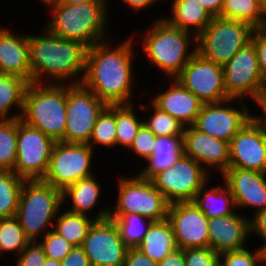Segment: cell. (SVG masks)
<instances>
[{
  "label": "cell",
  "instance_id": "9a60e30c",
  "mask_svg": "<svg viewBox=\"0 0 266 266\" xmlns=\"http://www.w3.org/2000/svg\"><path fill=\"white\" fill-rule=\"evenodd\" d=\"M223 68L224 86L230 98H251L254 101L260 91L263 75L259 68L257 52L250 41L241 48Z\"/></svg>",
  "mask_w": 266,
  "mask_h": 266
},
{
  "label": "cell",
  "instance_id": "ac0fdd59",
  "mask_svg": "<svg viewBox=\"0 0 266 266\" xmlns=\"http://www.w3.org/2000/svg\"><path fill=\"white\" fill-rule=\"evenodd\" d=\"M167 220L177 248L209 247V219L194 201L169 204Z\"/></svg>",
  "mask_w": 266,
  "mask_h": 266
},
{
  "label": "cell",
  "instance_id": "9c48e42d",
  "mask_svg": "<svg viewBox=\"0 0 266 266\" xmlns=\"http://www.w3.org/2000/svg\"><path fill=\"white\" fill-rule=\"evenodd\" d=\"M107 105L83 83L66 84V123L61 140L87 144L98 115Z\"/></svg>",
  "mask_w": 266,
  "mask_h": 266
},
{
  "label": "cell",
  "instance_id": "52a82bcc",
  "mask_svg": "<svg viewBox=\"0 0 266 266\" xmlns=\"http://www.w3.org/2000/svg\"><path fill=\"white\" fill-rule=\"evenodd\" d=\"M135 174L132 177L119 174L116 202L110 203V214L136 213L153 222L167 219L169 203L163 194L149 179Z\"/></svg>",
  "mask_w": 266,
  "mask_h": 266
},
{
  "label": "cell",
  "instance_id": "5b68a950",
  "mask_svg": "<svg viewBox=\"0 0 266 266\" xmlns=\"http://www.w3.org/2000/svg\"><path fill=\"white\" fill-rule=\"evenodd\" d=\"M20 119L55 141L65 133L66 84L29 83Z\"/></svg>",
  "mask_w": 266,
  "mask_h": 266
},
{
  "label": "cell",
  "instance_id": "836d02e7",
  "mask_svg": "<svg viewBox=\"0 0 266 266\" xmlns=\"http://www.w3.org/2000/svg\"><path fill=\"white\" fill-rule=\"evenodd\" d=\"M87 144L93 150L96 146L116 149V105H107L98 115Z\"/></svg>",
  "mask_w": 266,
  "mask_h": 266
},
{
  "label": "cell",
  "instance_id": "ffe728a7",
  "mask_svg": "<svg viewBox=\"0 0 266 266\" xmlns=\"http://www.w3.org/2000/svg\"><path fill=\"white\" fill-rule=\"evenodd\" d=\"M221 177L231 190L238 211L254 209L253 216L266 208V173L228 168Z\"/></svg>",
  "mask_w": 266,
  "mask_h": 266
},
{
  "label": "cell",
  "instance_id": "603a6c76",
  "mask_svg": "<svg viewBox=\"0 0 266 266\" xmlns=\"http://www.w3.org/2000/svg\"><path fill=\"white\" fill-rule=\"evenodd\" d=\"M15 33L0 24V71L31 83L28 34Z\"/></svg>",
  "mask_w": 266,
  "mask_h": 266
},
{
  "label": "cell",
  "instance_id": "b9f144b4",
  "mask_svg": "<svg viewBox=\"0 0 266 266\" xmlns=\"http://www.w3.org/2000/svg\"><path fill=\"white\" fill-rule=\"evenodd\" d=\"M185 266H214L220 255L210 247L183 249Z\"/></svg>",
  "mask_w": 266,
  "mask_h": 266
},
{
  "label": "cell",
  "instance_id": "30bf717a",
  "mask_svg": "<svg viewBox=\"0 0 266 266\" xmlns=\"http://www.w3.org/2000/svg\"><path fill=\"white\" fill-rule=\"evenodd\" d=\"M94 153L88 144L56 141L42 180L63 191L76 181L94 175Z\"/></svg>",
  "mask_w": 266,
  "mask_h": 266
},
{
  "label": "cell",
  "instance_id": "94428289",
  "mask_svg": "<svg viewBox=\"0 0 266 266\" xmlns=\"http://www.w3.org/2000/svg\"><path fill=\"white\" fill-rule=\"evenodd\" d=\"M264 255H265V261H266V247L264 248Z\"/></svg>",
  "mask_w": 266,
  "mask_h": 266
},
{
  "label": "cell",
  "instance_id": "ee69618b",
  "mask_svg": "<svg viewBox=\"0 0 266 266\" xmlns=\"http://www.w3.org/2000/svg\"><path fill=\"white\" fill-rule=\"evenodd\" d=\"M256 49L260 71L266 76V28L254 29L250 40Z\"/></svg>",
  "mask_w": 266,
  "mask_h": 266
},
{
  "label": "cell",
  "instance_id": "d4e9b609",
  "mask_svg": "<svg viewBox=\"0 0 266 266\" xmlns=\"http://www.w3.org/2000/svg\"><path fill=\"white\" fill-rule=\"evenodd\" d=\"M172 2V3H171ZM169 16H162L170 25L180 30L192 33L197 37L213 17L198 0H172L170 1Z\"/></svg>",
  "mask_w": 266,
  "mask_h": 266
},
{
  "label": "cell",
  "instance_id": "4fadbf2b",
  "mask_svg": "<svg viewBox=\"0 0 266 266\" xmlns=\"http://www.w3.org/2000/svg\"><path fill=\"white\" fill-rule=\"evenodd\" d=\"M235 102H238L239 106L235 107ZM248 107V102L240 98L203 104L193 126L209 136L230 142L233 136L253 117Z\"/></svg>",
  "mask_w": 266,
  "mask_h": 266
},
{
  "label": "cell",
  "instance_id": "ba28073f",
  "mask_svg": "<svg viewBox=\"0 0 266 266\" xmlns=\"http://www.w3.org/2000/svg\"><path fill=\"white\" fill-rule=\"evenodd\" d=\"M253 30L250 24L243 21L213 17L196 37L197 53L223 66L250 42Z\"/></svg>",
  "mask_w": 266,
  "mask_h": 266
},
{
  "label": "cell",
  "instance_id": "7c38bea8",
  "mask_svg": "<svg viewBox=\"0 0 266 266\" xmlns=\"http://www.w3.org/2000/svg\"><path fill=\"white\" fill-rule=\"evenodd\" d=\"M56 141L18 118L16 164L13 172L24 180L43 179Z\"/></svg>",
  "mask_w": 266,
  "mask_h": 266
},
{
  "label": "cell",
  "instance_id": "60d3db41",
  "mask_svg": "<svg viewBox=\"0 0 266 266\" xmlns=\"http://www.w3.org/2000/svg\"><path fill=\"white\" fill-rule=\"evenodd\" d=\"M156 141V136L147 128L145 124H143L135 138L133 139L132 144L127 149V154L129 152V158L132 156H136L140 158L141 161L144 162L152 156V151L154 148V144Z\"/></svg>",
  "mask_w": 266,
  "mask_h": 266
},
{
  "label": "cell",
  "instance_id": "cb8c5ba5",
  "mask_svg": "<svg viewBox=\"0 0 266 266\" xmlns=\"http://www.w3.org/2000/svg\"><path fill=\"white\" fill-rule=\"evenodd\" d=\"M103 206L102 208L99 206V210H97L96 214L91 217L64 210V207L62 206L55 218L53 230L72 245L82 246L83 241L94 222L96 220L109 218L111 205L109 204L108 206L106 204L105 206L103 204Z\"/></svg>",
  "mask_w": 266,
  "mask_h": 266
},
{
  "label": "cell",
  "instance_id": "1f68e13d",
  "mask_svg": "<svg viewBox=\"0 0 266 266\" xmlns=\"http://www.w3.org/2000/svg\"><path fill=\"white\" fill-rule=\"evenodd\" d=\"M109 218L114 221L121 239L128 248H137L141 244L153 222L136 213L109 214Z\"/></svg>",
  "mask_w": 266,
  "mask_h": 266
},
{
  "label": "cell",
  "instance_id": "c3c4849f",
  "mask_svg": "<svg viewBox=\"0 0 266 266\" xmlns=\"http://www.w3.org/2000/svg\"><path fill=\"white\" fill-rule=\"evenodd\" d=\"M158 266H185L184 252L181 248H176L170 252Z\"/></svg>",
  "mask_w": 266,
  "mask_h": 266
},
{
  "label": "cell",
  "instance_id": "5bb4252c",
  "mask_svg": "<svg viewBox=\"0 0 266 266\" xmlns=\"http://www.w3.org/2000/svg\"><path fill=\"white\" fill-rule=\"evenodd\" d=\"M203 104L219 103L230 99L224 86L223 68L203 58L197 52L175 78Z\"/></svg>",
  "mask_w": 266,
  "mask_h": 266
},
{
  "label": "cell",
  "instance_id": "4316f807",
  "mask_svg": "<svg viewBox=\"0 0 266 266\" xmlns=\"http://www.w3.org/2000/svg\"><path fill=\"white\" fill-rule=\"evenodd\" d=\"M208 181L198 190L195 204L208 217L227 216L237 211L231 190L222 179L220 185L208 187ZM223 183V184H222Z\"/></svg>",
  "mask_w": 266,
  "mask_h": 266
},
{
  "label": "cell",
  "instance_id": "d590c367",
  "mask_svg": "<svg viewBox=\"0 0 266 266\" xmlns=\"http://www.w3.org/2000/svg\"><path fill=\"white\" fill-rule=\"evenodd\" d=\"M149 104L141 103L139 107L141 111L151 112L150 116L146 119L143 118L144 124L147 128L156 136H182L184 131V125L178 120L172 117L170 114L161 111L150 100ZM152 106V107H151Z\"/></svg>",
  "mask_w": 266,
  "mask_h": 266
},
{
  "label": "cell",
  "instance_id": "bcb514c9",
  "mask_svg": "<svg viewBox=\"0 0 266 266\" xmlns=\"http://www.w3.org/2000/svg\"><path fill=\"white\" fill-rule=\"evenodd\" d=\"M124 266H158V262L151 260L138 248H128Z\"/></svg>",
  "mask_w": 266,
  "mask_h": 266
},
{
  "label": "cell",
  "instance_id": "83f0119b",
  "mask_svg": "<svg viewBox=\"0 0 266 266\" xmlns=\"http://www.w3.org/2000/svg\"><path fill=\"white\" fill-rule=\"evenodd\" d=\"M182 154V136L156 137L152 156L142 162L146 165L137 174L150 180L155 174L171 167Z\"/></svg>",
  "mask_w": 266,
  "mask_h": 266
},
{
  "label": "cell",
  "instance_id": "8fae6325",
  "mask_svg": "<svg viewBox=\"0 0 266 266\" xmlns=\"http://www.w3.org/2000/svg\"><path fill=\"white\" fill-rule=\"evenodd\" d=\"M198 162L182 154L169 168L155 174L150 181L169 204L194 201L198 190L211 179Z\"/></svg>",
  "mask_w": 266,
  "mask_h": 266
},
{
  "label": "cell",
  "instance_id": "d6a6232c",
  "mask_svg": "<svg viewBox=\"0 0 266 266\" xmlns=\"http://www.w3.org/2000/svg\"><path fill=\"white\" fill-rule=\"evenodd\" d=\"M135 103L116 105V148L126 151L144 124L143 116L139 117L134 107ZM142 120H141V119Z\"/></svg>",
  "mask_w": 266,
  "mask_h": 266
},
{
  "label": "cell",
  "instance_id": "7402d4cb",
  "mask_svg": "<svg viewBox=\"0 0 266 266\" xmlns=\"http://www.w3.org/2000/svg\"><path fill=\"white\" fill-rule=\"evenodd\" d=\"M165 91L158 89L150 101L161 111L170 114L184 127L192 126L203 103L191 91L184 88L176 79H169Z\"/></svg>",
  "mask_w": 266,
  "mask_h": 266
},
{
  "label": "cell",
  "instance_id": "f546056e",
  "mask_svg": "<svg viewBox=\"0 0 266 266\" xmlns=\"http://www.w3.org/2000/svg\"><path fill=\"white\" fill-rule=\"evenodd\" d=\"M28 84L27 80L19 76L8 75L0 71V120L21 117ZM14 108L16 113L11 112Z\"/></svg>",
  "mask_w": 266,
  "mask_h": 266
},
{
  "label": "cell",
  "instance_id": "6f0895ef",
  "mask_svg": "<svg viewBox=\"0 0 266 266\" xmlns=\"http://www.w3.org/2000/svg\"><path fill=\"white\" fill-rule=\"evenodd\" d=\"M214 266H225L223 262L219 259Z\"/></svg>",
  "mask_w": 266,
  "mask_h": 266
},
{
  "label": "cell",
  "instance_id": "816d5d0a",
  "mask_svg": "<svg viewBox=\"0 0 266 266\" xmlns=\"http://www.w3.org/2000/svg\"><path fill=\"white\" fill-rule=\"evenodd\" d=\"M212 17H219L223 6V0H198Z\"/></svg>",
  "mask_w": 266,
  "mask_h": 266
},
{
  "label": "cell",
  "instance_id": "484cf974",
  "mask_svg": "<svg viewBox=\"0 0 266 266\" xmlns=\"http://www.w3.org/2000/svg\"><path fill=\"white\" fill-rule=\"evenodd\" d=\"M97 179L98 177L94 174L67 186L62 191V205L65 207L70 200V206L67 205L66 210L91 216L94 208L100 205L98 202L101 199V194H103L100 180Z\"/></svg>",
  "mask_w": 266,
  "mask_h": 266
},
{
  "label": "cell",
  "instance_id": "f5cc1de1",
  "mask_svg": "<svg viewBox=\"0 0 266 266\" xmlns=\"http://www.w3.org/2000/svg\"><path fill=\"white\" fill-rule=\"evenodd\" d=\"M85 2H109V0H64L62 3L75 5Z\"/></svg>",
  "mask_w": 266,
  "mask_h": 266
},
{
  "label": "cell",
  "instance_id": "3957f363",
  "mask_svg": "<svg viewBox=\"0 0 266 266\" xmlns=\"http://www.w3.org/2000/svg\"><path fill=\"white\" fill-rule=\"evenodd\" d=\"M145 31L135 30L131 35L141 37V50L149 65L161 70L168 80L175 79L197 52L196 37L170 25L161 16Z\"/></svg>",
  "mask_w": 266,
  "mask_h": 266
},
{
  "label": "cell",
  "instance_id": "2e32d148",
  "mask_svg": "<svg viewBox=\"0 0 266 266\" xmlns=\"http://www.w3.org/2000/svg\"><path fill=\"white\" fill-rule=\"evenodd\" d=\"M229 168L266 173V126L251 118L229 142Z\"/></svg>",
  "mask_w": 266,
  "mask_h": 266
},
{
  "label": "cell",
  "instance_id": "91938a15",
  "mask_svg": "<svg viewBox=\"0 0 266 266\" xmlns=\"http://www.w3.org/2000/svg\"><path fill=\"white\" fill-rule=\"evenodd\" d=\"M64 0H55V5L58 3H62Z\"/></svg>",
  "mask_w": 266,
  "mask_h": 266
},
{
  "label": "cell",
  "instance_id": "9f6ffc18",
  "mask_svg": "<svg viewBox=\"0 0 266 266\" xmlns=\"http://www.w3.org/2000/svg\"><path fill=\"white\" fill-rule=\"evenodd\" d=\"M260 8L264 19L266 20V0H260Z\"/></svg>",
  "mask_w": 266,
  "mask_h": 266
},
{
  "label": "cell",
  "instance_id": "4dcf8cb0",
  "mask_svg": "<svg viewBox=\"0 0 266 266\" xmlns=\"http://www.w3.org/2000/svg\"><path fill=\"white\" fill-rule=\"evenodd\" d=\"M219 17L246 22L254 29L266 28L260 0H223Z\"/></svg>",
  "mask_w": 266,
  "mask_h": 266
},
{
  "label": "cell",
  "instance_id": "8992f818",
  "mask_svg": "<svg viewBox=\"0 0 266 266\" xmlns=\"http://www.w3.org/2000/svg\"><path fill=\"white\" fill-rule=\"evenodd\" d=\"M61 207V190L42 179L24 180L16 217L26 237L31 242L39 241L53 229Z\"/></svg>",
  "mask_w": 266,
  "mask_h": 266
},
{
  "label": "cell",
  "instance_id": "e575fe53",
  "mask_svg": "<svg viewBox=\"0 0 266 266\" xmlns=\"http://www.w3.org/2000/svg\"><path fill=\"white\" fill-rule=\"evenodd\" d=\"M23 183L13 171L0 170V218L16 216Z\"/></svg>",
  "mask_w": 266,
  "mask_h": 266
},
{
  "label": "cell",
  "instance_id": "6125c7cd",
  "mask_svg": "<svg viewBox=\"0 0 266 266\" xmlns=\"http://www.w3.org/2000/svg\"><path fill=\"white\" fill-rule=\"evenodd\" d=\"M159 1V3L162 1V0H158ZM163 1H165V3H166V1H170V0H163ZM172 1V0H171Z\"/></svg>",
  "mask_w": 266,
  "mask_h": 266
},
{
  "label": "cell",
  "instance_id": "f907efd6",
  "mask_svg": "<svg viewBox=\"0 0 266 266\" xmlns=\"http://www.w3.org/2000/svg\"><path fill=\"white\" fill-rule=\"evenodd\" d=\"M121 2L125 4V6L130 8L131 10H134L135 12L137 11L141 12L145 9L147 11V8L151 9L150 6L154 7L155 5H157V2L159 1L158 0H121Z\"/></svg>",
  "mask_w": 266,
  "mask_h": 266
},
{
  "label": "cell",
  "instance_id": "7bdbcfd3",
  "mask_svg": "<svg viewBox=\"0 0 266 266\" xmlns=\"http://www.w3.org/2000/svg\"><path fill=\"white\" fill-rule=\"evenodd\" d=\"M15 266H44L46 255L38 241L30 242L21 253L16 256Z\"/></svg>",
  "mask_w": 266,
  "mask_h": 266
},
{
  "label": "cell",
  "instance_id": "277c9868",
  "mask_svg": "<svg viewBox=\"0 0 266 266\" xmlns=\"http://www.w3.org/2000/svg\"><path fill=\"white\" fill-rule=\"evenodd\" d=\"M109 3H58L49 8L51 17L44 25L55 36L79 41L89 48L112 37L107 28L111 15Z\"/></svg>",
  "mask_w": 266,
  "mask_h": 266
},
{
  "label": "cell",
  "instance_id": "ab89813d",
  "mask_svg": "<svg viewBox=\"0 0 266 266\" xmlns=\"http://www.w3.org/2000/svg\"><path fill=\"white\" fill-rule=\"evenodd\" d=\"M38 242L42 246L46 257L60 262L74 247V245L69 243L53 229L50 230L44 237L39 239Z\"/></svg>",
  "mask_w": 266,
  "mask_h": 266
},
{
  "label": "cell",
  "instance_id": "e0dca14e",
  "mask_svg": "<svg viewBox=\"0 0 266 266\" xmlns=\"http://www.w3.org/2000/svg\"><path fill=\"white\" fill-rule=\"evenodd\" d=\"M81 247L91 266H124L128 250L110 218L96 220Z\"/></svg>",
  "mask_w": 266,
  "mask_h": 266
},
{
  "label": "cell",
  "instance_id": "74e56055",
  "mask_svg": "<svg viewBox=\"0 0 266 266\" xmlns=\"http://www.w3.org/2000/svg\"><path fill=\"white\" fill-rule=\"evenodd\" d=\"M18 119L0 120V170L13 171L16 164Z\"/></svg>",
  "mask_w": 266,
  "mask_h": 266
},
{
  "label": "cell",
  "instance_id": "f6af8a7d",
  "mask_svg": "<svg viewBox=\"0 0 266 266\" xmlns=\"http://www.w3.org/2000/svg\"><path fill=\"white\" fill-rule=\"evenodd\" d=\"M251 237L256 236L261 241V248L266 247V208L250 216ZM255 233V235H253ZM263 241V242H262ZM263 243V244H262Z\"/></svg>",
  "mask_w": 266,
  "mask_h": 266
},
{
  "label": "cell",
  "instance_id": "681fc988",
  "mask_svg": "<svg viewBox=\"0 0 266 266\" xmlns=\"http://www.w3.org/2000/svg\"><path fill=\"white\" fill-rule=\"evenodd\" d=\"M256 103L257 107L260 109L261 116L257 113L252 114L253 118L261 120L266 115V76L263 77L262 85L257 98L253 101Z\"/></svg>",
  "mask_w": 266,
  "mask_h": 266
},
{
  "label": "cell",
  "instance_id": "680465c9",
  "mask_svg": "<svg viewBox=\"0 0 266 266\" xmlns=\"http://www.w3.org/2000/svg\"><path fill=\"white\" fill-rule=\"evenodd\" d=\"M261 121L265 124L266 126V115L261 119Z\"/></svg>",
  "mask_w": 266,
  "mask_h": 266
},
{
  "label": "cell",
  "instance_id": "db71d44e",
  "mask_svg": "<svg viewBox=\"0 0 266 266\" xmlns=\"http://www.w3.org/2000/svg\"><path fill=\"white\" fill-rule=\"evenodd\" d=\"M44 266H61V262L46 257V261H45Z\"/></svg>",
  "mask_w": 266,
  "mask_h": 266
},
{
  "label": "cell",
  "instance_id": "6da1fadb",
  "mask_svg": "<svg viewBox=\"0 0 266 266\" xmlns=\"http://www.w3.org/2000/svg\"><path fill=\"white\" fill-rule=\"evenodd\" d=\"M112 38L87 48L82 83L106 105L131 104L137 78L133 69L136 37L129 35L117 46Z\"/></svg>",
  "mask_w": 266,
  "mask_h": 266
},
{
  "label": "cell",
  "instance_id": "f1b7e54d",
  "mask_svg": "<svg viewBox=\"0 0 266 266\" xmlns=\"http://www.w3.org/2000/svg\"><path fill=\"white\" fill-rule=\"evenodd\" d=\"M137 248L151 260L162 261L177 248L170 222L167 219L152 222L143 241Z\"/></svg>",
  "mask_w": 266,
  "mask_h": 266
},
{
  "label": "cell",
  "instance_id": "f35d334b",
  "mask_svg": "<svg viewBox=\"0 0 266 266\" xmlns=\"http://www.w3.org/2000/svg\"><path fill=\"white\" fill-rule=\"evenodd\" d=\"M249 250L248 247L240 250L225 252L220 260L225 266H261L265 262L264 249L258 246ZM252 251V252H251Z\"/></svg>",
  "mask_w": 266,
  "mask_h": 266
},
{
  "label": "cell",
  "instance_id": "11a10c76",
  "mask_svg": "<svg viewBox=\"0 0 266 266\" xmlns=\"http://www.w3.org/2000/svg\"><path fill=\"white\" fill-rule=\"evenodd\" d=\"M40 2L43 3L42 5H45L44 7H47V9L55 5V0H40Z\"/></svg>",
  "mask_w": 266,
  "mask_h": 266
},
{
  "label": "cell",
  "instance_id": "8d00e7d4",
  "mask_svg": "<svg viewBox=\"0 0 266 266\" xmlns=\"http://www.w3.org/2000/svg\"><path fill=\"white\" fill-rule=\"evenodd\" d=\"M30 242L16 216L0 218V257L12 253L16 258Z\"/></svg>",
  "mask_w": 266,
  "mask_h": 266
},
{
  "label": "cell",
  "instance_id": "d6986e66",
  "mask_svg": "<svg viewBox=\"0 0 266 266\" xmlns=\"http://www.w3.org/2000/svg\"><path fill=\"white\" fill-rule=\"evenodd\" d=\"M183 154L198 162L208 173L222 175L230 164L229 142L209 136L193 125L186 126L182 135Z\"/></svg>",
  "mask_w": 266,
  "mask_h": 266
},
{
  "label": "cell",
  "instance_id": "7a4b0ae2",
  "mask_svg": "<svg viewBox=\"0 0 266 266\" xmlns=\"http://www.w3.org/2000/svg\"><path fill=\"white\" fill-rule=\"evenodd\" d=\"M43 27L42 34H28L31 83H82L87 47L79 41L55 36Z\"/></svg>",
  "mask_w": 266,
  "mask_h": 266
},
{
  "label": "cell",
  "instance_id": "7dc6e473",
  "mask_svg": "<svg viewBox=\"0 0 266 266\" xmlns=\"http://www.w3.org/2000/svg\"><path fill=\"white\" fill-rule=\"evenodd\" d=\"M61 266H91V264L83 248L74 246L61 261Z\"/></svg>",
  "mask_w": 266,
  "mask_h": 266
},
{
  "label": "cell",
  "instance_id": "44dd1931",
  "mask_svg": "<svg viewBox=\"0 0 266 266\" xmlns=\"http://www.w3.org/2000/svg\"><path fill=\"white\" fill-rule=\"evenodd\" d=\"M238 210L209 219V247L219 255L247 247L251 237L250 217ZM248 239V240H247Z\"/></svg>",
  "mask_w": 266,
  "mask_h": 266
}]
</instances>
